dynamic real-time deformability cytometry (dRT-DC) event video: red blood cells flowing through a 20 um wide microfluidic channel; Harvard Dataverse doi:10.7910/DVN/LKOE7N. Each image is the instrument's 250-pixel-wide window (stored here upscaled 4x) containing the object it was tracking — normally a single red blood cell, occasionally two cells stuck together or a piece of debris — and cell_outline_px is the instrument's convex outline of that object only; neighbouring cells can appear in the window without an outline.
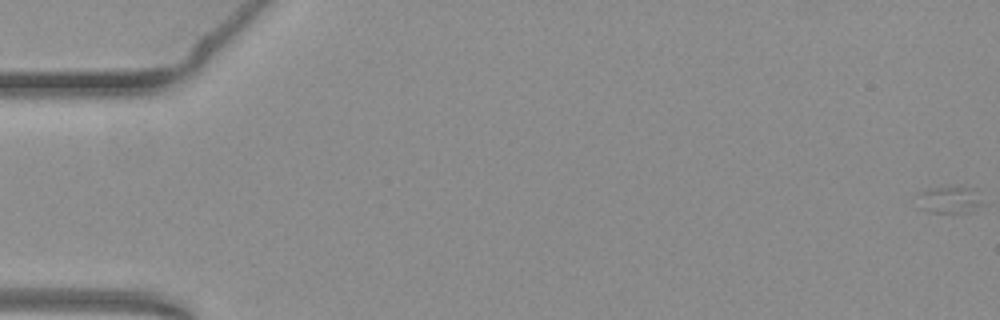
{"species": "common noctule bat (a hibernating species)", "species_latin": "Nyctalus noctula", "temperature_condition": "warm", "stored_images_in_passage": 53, "camera_frame_rate_fps": 3000, "um_per_image_px": 0.085, "animal": {"sex": "female", "body_mass_g": 19.3, "forearm_length_mm": 54.1}, "frame": {"image": 1, "passage_image": 1, "time_ms": 0.0, "image_size_px": [1000, 320], "cell_outline_px": [[984, 204], [968, 212], [928, 212], [920, 208], [916, 192], [928, 188], [976, 188]], "centroid_in_image_um": [80.68, 16.98], "position_along_channel_um": 4.3, "area_um2": 10.23}}
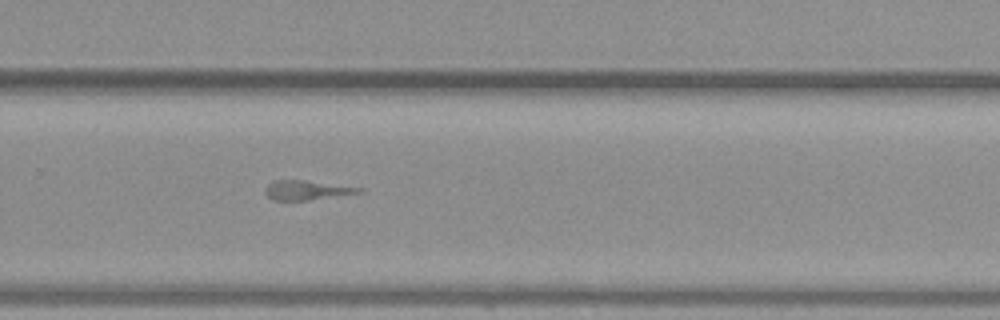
{"frame": {"image": 2, "passage_image": 38, "time_ms": 12.333, "image_size_px": [1000, 320], "cell_outline_px": [[364, 192], [308, 200], [272, 200], [264, 192], [264, 188], [272, 180], [304, 180], [364, 188]], "centroid_in_image_um": [26.04, 16.16], "position_along_channel_um": 303.8, "area_um2": 10.64}}
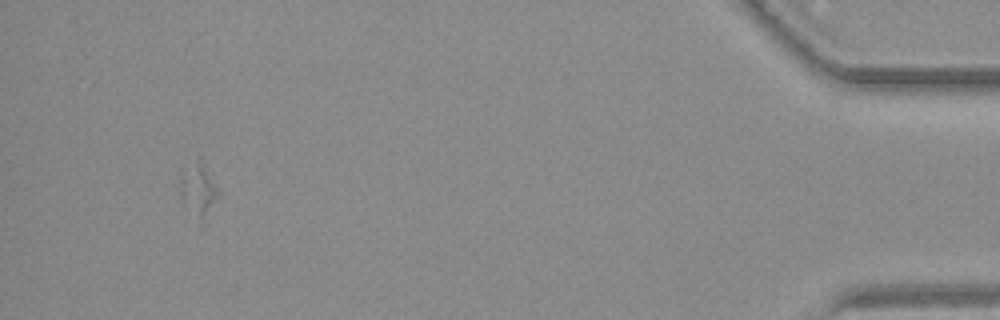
{"frame": {"image": 3, "passage_image": 53, "time_ms": 17.333, "image_size_px": [1000, 320], "cell_outline_px": [[216, 196], [200, 232], [184, 204], [180, 196], [180, 180], [200, 156], [216, 188]], "centroid_in_image_um": [16.82, 16.36], "position_along_channel_um": 418.4, "area_um2": 11.56}}